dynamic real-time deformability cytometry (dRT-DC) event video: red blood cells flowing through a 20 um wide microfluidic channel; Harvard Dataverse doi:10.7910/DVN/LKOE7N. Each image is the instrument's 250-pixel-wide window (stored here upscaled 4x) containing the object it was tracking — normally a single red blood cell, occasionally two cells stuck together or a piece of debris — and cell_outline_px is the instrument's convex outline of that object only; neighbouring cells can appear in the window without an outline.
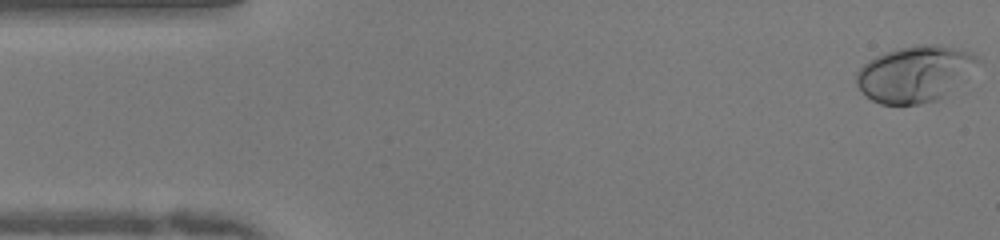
{"species": "human", "species_latin": "Homo sapiens", "temperature_condition": "warm", "stored_images_in_passage": 50, "camera_frame_rate_fps": 3000, "um_per_image_px": 0.085, "donor": {"sex": "female"}, "frame": {"image": 1, "passage_image": 1, "time_ms": 0.0, "image_size_px": [1000, 240], "cell_outline_px": [[980, 60], [936, 100], [920, 104], [880, 104], [872, 100], [856, 84], [856, 72], [868, 60], [884, 52], [900, 48], [920, 44], [936, 44], [956, 48], [968, 52], [976, 56]], "centroid_in_image_um": [77.65, 6.25], "position_along_channel_um": 7.3, "area_um2": 38.32}}
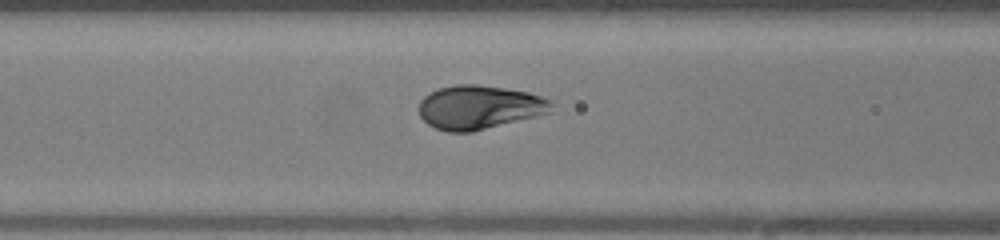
{"frame": {"image": 2, "passage_image": 19, "time_ms": 6.0, "image_size_px": [1000, 240], "cell_outline_px": [[552, 104], [548, 112], [536, 116], [472, 132], [448, 132], [436, 128], [428, 124], [420, 116], [420, 100], [424, 96], [440, 88], [456, 84], [476, 84], [504, 88], [528, 92], [552, 100]], "centroid_in_image_um": [40.72, 9.11], "position_along_channel_um": 125.9, "area_um2": 33.52}}
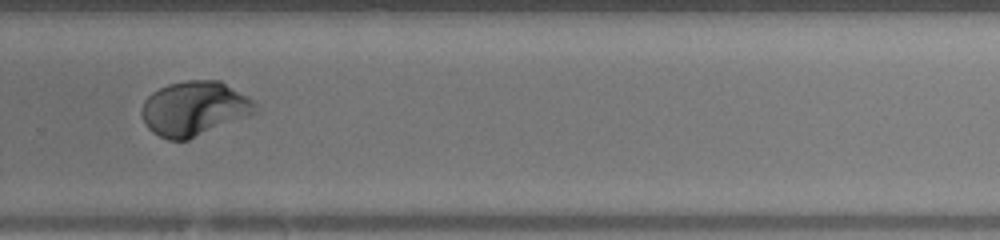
{"frame": {"image": 3, "passage_image": 33, "time_ms": 10.667, "image_size_px": [1000, 240], "cell_outline_px": [[260, 112], [188, 140], [168, 140], [152, 132], [148, 128], [140, 112], [144, 100], [152, 92], [168, 84], [184, 80], [220, 80], [252, 100], [256, 104]], "centroid_in_image_um": [16.52, 9.23], "position_along_channel_um": 313.3, "area_um2": 36.24}, "authors_computed_cell_mechanics": {"area_um2": 35.2291, "velocity_mm_per_s": 4.0256, "shape_relaxation_time_tau1_ms": 3.4585, "shape_relaxation_time_tau2_ms": null, "deformation_change_tau1": 0.1916, "deformation_change_tau2": null}}